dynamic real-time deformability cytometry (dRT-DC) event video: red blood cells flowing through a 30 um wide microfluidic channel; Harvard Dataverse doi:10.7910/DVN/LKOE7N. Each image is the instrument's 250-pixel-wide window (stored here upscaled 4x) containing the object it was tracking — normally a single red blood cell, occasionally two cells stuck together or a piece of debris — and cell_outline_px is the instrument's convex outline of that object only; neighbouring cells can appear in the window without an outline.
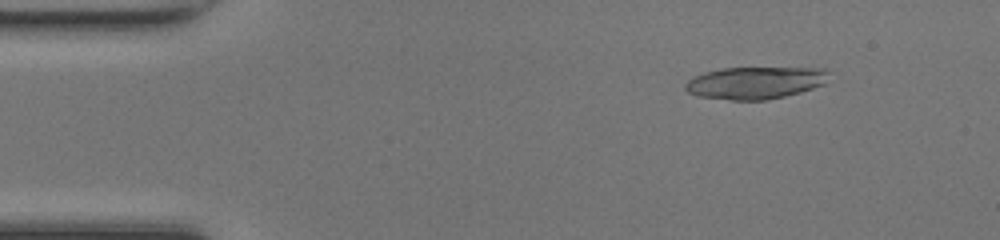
{"species": "common noctule bat (a hibernating species)", "species_latin": "Nyctalus noctula", "temperature_condition": "room temperature", "stored_images_in_passage": 40, "camera_frame_rate_fps": 3000, "um_per_image_px": 0.085, "animal": {"sex": "female", "body_mass_g": 17.0, "forearm_length_mm": 48.0}, "frame": {"image": 1, "passage_image": 6, "time_ms": 1.667, "image_size_px": [1000, 240], "cell_outline_px": [[828, 72], [824, 84], [800, 92], [784, 96], [764, 100], [732, 100], [696, 96], [688, 92], [684, 88], [684, 84], [692, 76], [704, 72], [720, 68], [824, 68]], "centroid_in_image_um": [64.12, 7.03], "position_along_channel_um": 20.9, "area_um2": 26.93}}
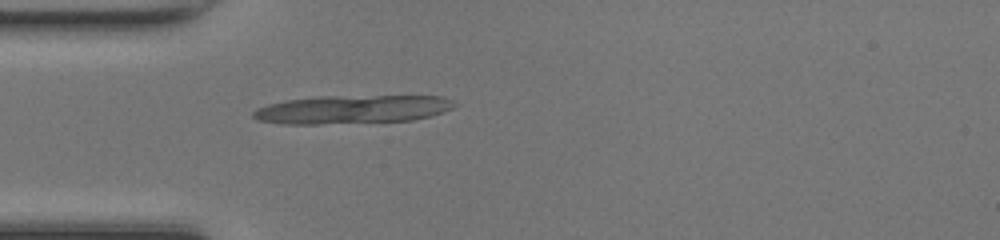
{"frame": {"image": 2, "passage_image": 14, "time_ms": 4.333, "image_size_px": [1000, 240], "cell_outline_px": [[460, 104], [444, 112], [412, 120], [320, 124], [280, 124], [260, 120], [252, 116], [252, 112], [256, 108], [268, 104], [288, 100], [316, 96], [444, 96]], "centroid_in_image_um": [29.95, 9.29], "position_along_channel_um": 55.0, "area_um2": 33.41}}